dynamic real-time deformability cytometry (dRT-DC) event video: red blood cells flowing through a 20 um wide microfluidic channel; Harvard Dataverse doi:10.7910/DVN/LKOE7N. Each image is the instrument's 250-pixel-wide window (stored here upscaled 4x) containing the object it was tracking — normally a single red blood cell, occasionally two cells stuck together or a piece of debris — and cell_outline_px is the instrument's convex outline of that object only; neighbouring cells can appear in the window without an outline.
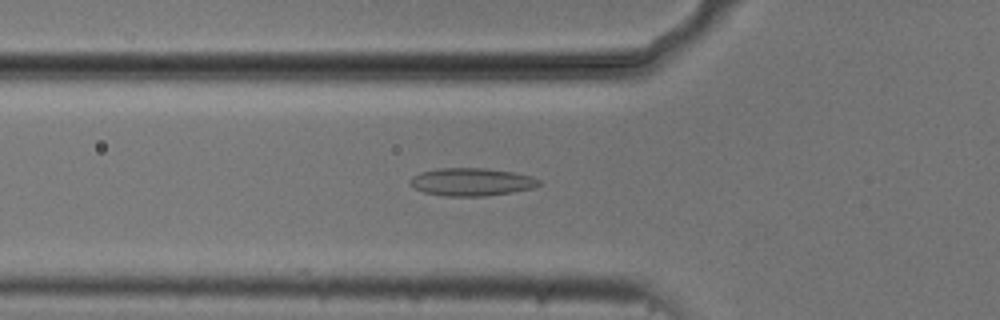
{"species": "common noctule bat (a hibernating species)", "species_latin": "Nyctalus noctula", "temperature_condition": "cold", "stored_images_in_passage": 52, "camera_frame_rate_fps": 3000, "um_per_image_px": 0.085, "animal": {"sex": "male", "body_mass_g": 20.5, "forearm_length_mm": 52.5}, "frame": {"image": 1, "passage_image": 17, "time_ms": 5.333, "image_size_px": [1000, 320], "cell_outline_px": [[540, 184], [532, 188], [512, 192], [484, 196], [444, 196], [424, 192], [408, 184], [408, 180], [412, 176], [420, 172], [440, 168], [484, 168], [512, 172], [532, 176], [540, 180]], "centroid_in_image_um": [40.04, 15.46], "position_along_channel_um": 85.8, "area_um2": 20.87}}
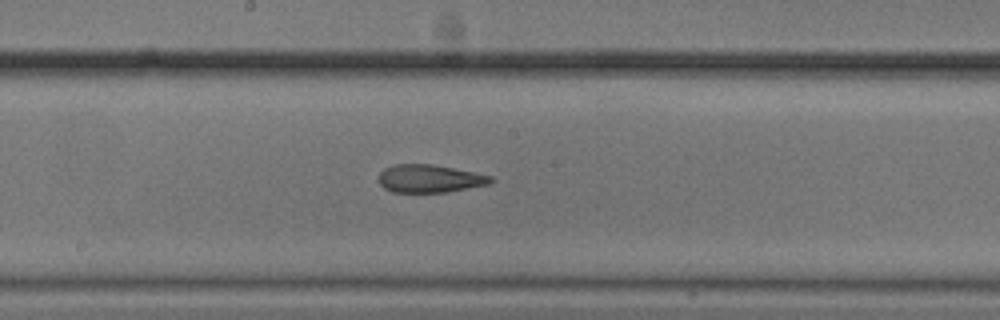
{"frame": {"image": 2, "passage_image": 27, "time_ms": 8.667, "image_size_px": [1000, 320], "cell_outline_px": [[496, 180], [488, 184], [448, 192], [392, 192], [384, 188], [380, 184], [380, 172], [384, 168], [392, 164], [432, 164], [492, 176]], "centroid_in_image_um": [36.51, 15.18], "position_along_channel_um": 211.7, "area_um2": 18.15}}
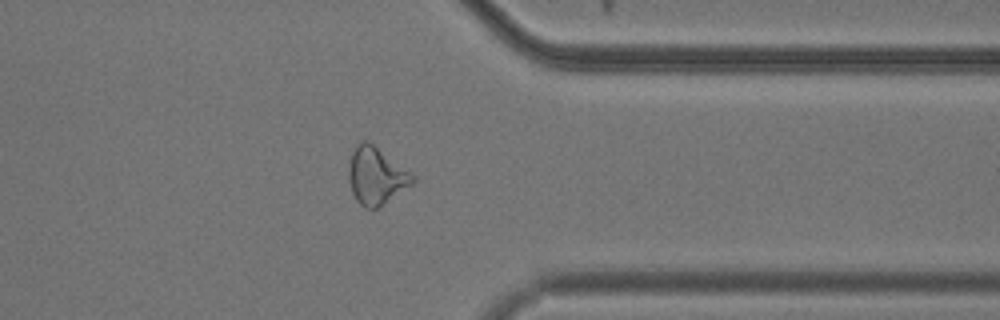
{"frame": {"image": 3, "passage_image": 41, "time_ms": 13.333, "image_size_px": [1000, 320], "cell_outline_px": [[416, 180], [412, 184], [376, 208], [364, 208], [356, 200], [352, 192], [348, 180], [348, 164], [352, 152], [356, 144], [360, 140], [368, 140], [416, 176]], "centroid_in_image_um": [31.94, 14.91], "position_along_channel_um": 379.5, "area_um2": 21.27}, "authors_computed_cell_mechanics": {"area_um2": 20.7213, "velocity_mm_per_s": 3.7441, "shape_relaxation_time_tau1_ms": null, "shape_relaxation_time_tau2_ms": 3.1007, "deformation_change_tau1": null, "deformation_change_tau2": 0.116}}